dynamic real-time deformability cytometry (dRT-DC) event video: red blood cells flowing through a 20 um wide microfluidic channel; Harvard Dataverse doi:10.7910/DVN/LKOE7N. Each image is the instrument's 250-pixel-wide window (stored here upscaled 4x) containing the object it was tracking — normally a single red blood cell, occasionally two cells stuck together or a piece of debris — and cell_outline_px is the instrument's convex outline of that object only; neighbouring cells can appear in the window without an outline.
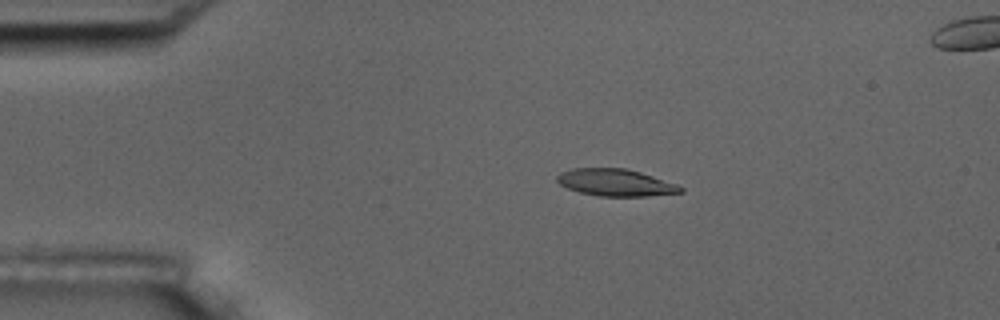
{"species": "common noctule bat (a hibernating species)", "species_latin": "Nyctalus noctula", "temperature_condition": "room temperature", "stored_images_in_passage": 55, "camera_frame_rate_fps": 3000, "um_per_image_px": 0.085, "animal": {"sex": "male", "body_mass_g": 17.5, "forearm_length_mm": 52.3}, "frame": {"image": 1, "passage_image": 10, "time_ms": 3.0, "image_size_px": [1000, 320], "cell_outline_px": [[684, 192], [648, 196], [596, 196], [580, 192], [568, 188], [560, 184], [556, 180], [556, 176], [560, 172], [572, 168], [624, 168], [640, 172], [676, 184], [684, 188]], "centroid_in_image_um": [52.3, 15.52], "position_along_channel_um": 32.7, "area_um2": 19.42}}
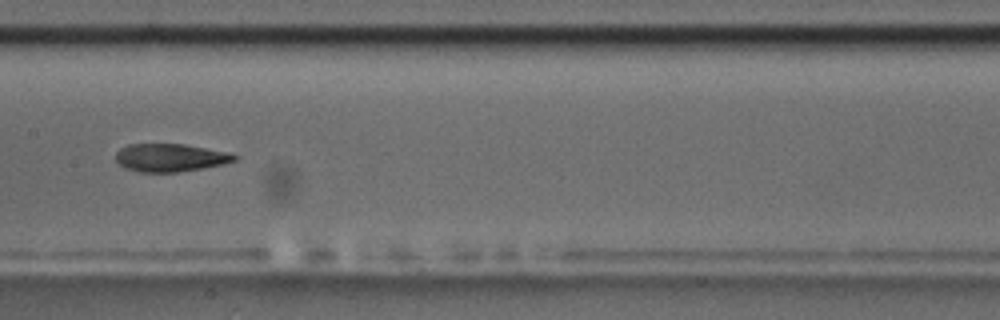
{"frame": {"image": 2, "passage_image": 27, "time_ms": 8.667, "image_size_px": [1000, 320], "cell_outline_px": [[240, 156], [236, 160], [224, 164], [176, 172], [140, 172], [124, 168], [116, 160], [116, 152], [120, 148], [128, 144], [184, 144], [224, 152]], "centroid_in_image_um": [14.43, 13.4], "position_along_channel_um": 193.0, "area_um2": 19.13}}
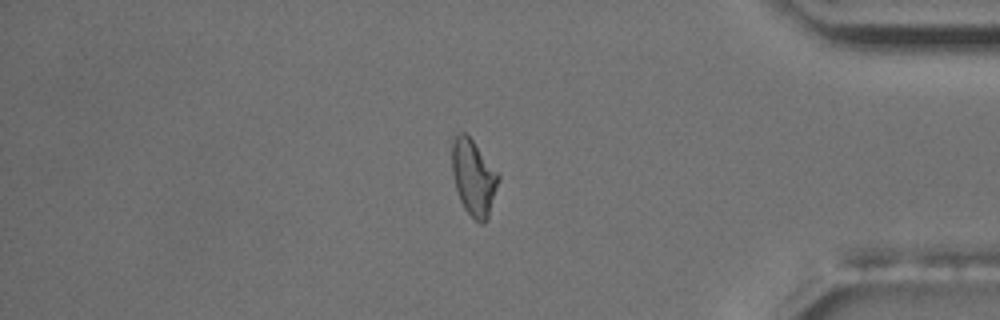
{"frame": {"image": 3, "passage_image": 46, "time_ms": 15.0, "image_size_px": [1000, 320], "cell_outline_px": [[500, 180], [488, 216], [484, 224], [480, 224], [464, 208], [460, 200], [456, 188], [452, 172], [452, 140], [460, 132], [464, 132], [472, 140], [500, 176]], "centroid_in_image_um": [40.25, 15.1], "position_along_channel_um": 395.0, "area_um2": 20.17}, "authors_computed_cell_mechanics": {"area_um2": 19.5364, "velocity_mm_per_s": 3.6341, "shape_relaxation_time_tau1_ms": 11.097, "shape_relaxation_time_tau2_ms": 3.2404, "deformation_change_tau1": 0.2536, "deformation_change_tau2": 0.0944}}